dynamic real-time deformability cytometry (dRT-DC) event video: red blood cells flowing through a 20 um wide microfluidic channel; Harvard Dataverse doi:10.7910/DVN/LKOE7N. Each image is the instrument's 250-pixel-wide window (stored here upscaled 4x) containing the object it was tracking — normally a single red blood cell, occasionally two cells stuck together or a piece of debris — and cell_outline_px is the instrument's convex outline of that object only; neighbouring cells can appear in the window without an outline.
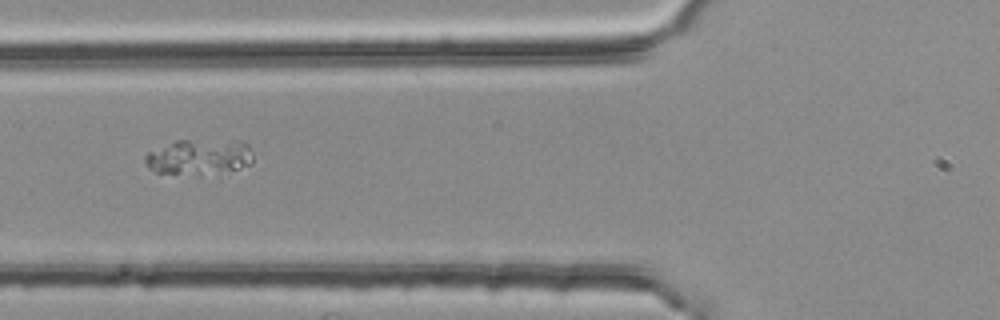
{"species": "common noctule bat (a hibernating species)", "species_latin": "Nyctalus noctula", "temperature_condition": "room temperature", "stored_images_in_passage": 4, "camera_frame_rate_fps": 3000, "um_per_image_px": 0.085, "animal": {"sex": "female", "body_mass_g": 25.1}, "frame": {"image": 1, "passage_image": 3, "time_ms": 0.667, "image_size_px": [1000, 320], "cell_outline_px": [[252, 164], [220, 180], [156, 172], [148, 168], [144, 164], [144, 156], [148, 152], [176, 140], [240, 140], [248, 144], [252, 152]], "centroid_in_image_um": [17.03, 13.45], "position_along_channel_um": 108.8, "area_um2": 24.57}}
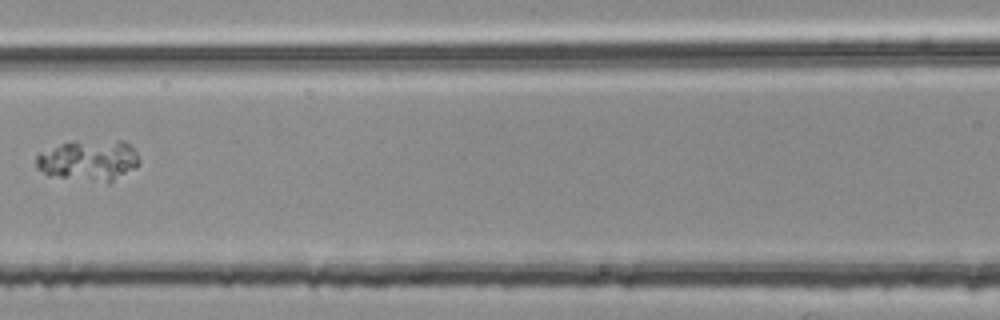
{"frame": {"image": 2, "passage_image": 4, "time_ms": 1.0, "image_size_px": [1000, 320], "cell_outline_px": [[140, 164], [136, 168], [108, 184], [48, 176], [36, 168], [36, 156], [40, 152], [60, 144], [116, 140], [124, 140], [136, 152], [140, 160]], "centroid_in_image_um": [7.56, 13.69], "position_along_channel_um": 159.0, "area_um2": 24.8}}